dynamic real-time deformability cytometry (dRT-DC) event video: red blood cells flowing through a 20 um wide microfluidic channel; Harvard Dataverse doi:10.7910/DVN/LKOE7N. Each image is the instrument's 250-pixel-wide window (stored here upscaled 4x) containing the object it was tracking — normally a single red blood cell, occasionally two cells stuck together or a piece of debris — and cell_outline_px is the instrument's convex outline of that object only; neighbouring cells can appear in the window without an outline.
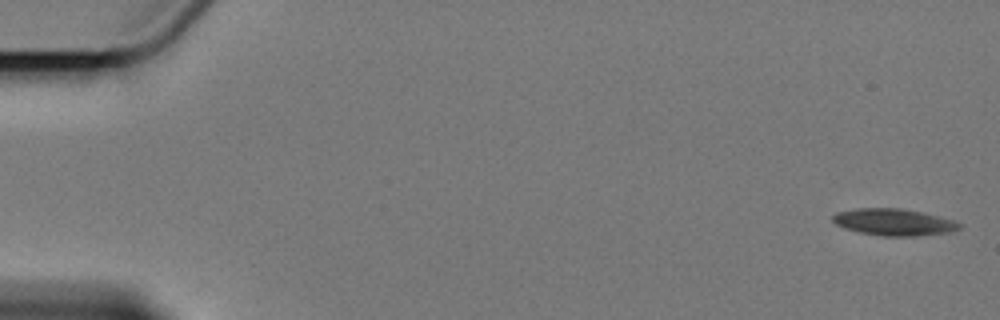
{"species": "Egyptian fruit bat (a non-hibernating species)", "species_latin": "Rousettus aegyptiacus", "temperature_condition": "cold", "stored_images_in_passage": 4, "camera_frame_rate_fps": 3000, "um_per_image_px": 0.085, "animal": {"sex": "female"}, "frame": {"image": 1, "passage_image": 1, "time_ms": 0.0, "image_size_px": [1000, 320], "cell_outline_px": [[960, 228], [948, 232], [912, 236], [884, 236], [860, 232], [844, 228], [836, 224], [832, 220], [832, 216], [836, 212], [856, 208], [900, 208], [940, 216], [952, 220], [960, 224]], "centroid_in_image_um": [75.92, 18.87], "position_along_channel_um": 9.1, "area_um2": 19.54}}
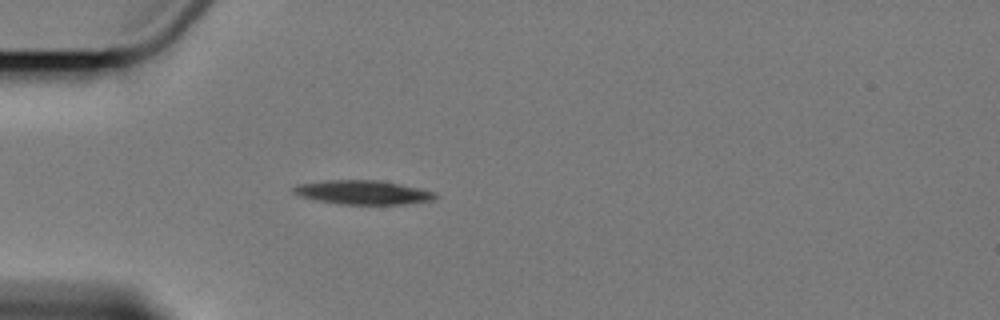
{"frame": {"image": 2, "passage_image": 4, "time_ms": 5.333, "image_size_px": [1000, 320], "cell_outline_px": [[440, 196], [432, 200], [404, 204], [340, 204], [300, 196], [292, 192], [292, 188], [296, 184], [328, 180], [376, 180], [400, 184], [436, 192]], "centroid_in_image_um": [30.86, 16.35], "position_along_channel_um": 54.1, "area_um2": 19.71}}